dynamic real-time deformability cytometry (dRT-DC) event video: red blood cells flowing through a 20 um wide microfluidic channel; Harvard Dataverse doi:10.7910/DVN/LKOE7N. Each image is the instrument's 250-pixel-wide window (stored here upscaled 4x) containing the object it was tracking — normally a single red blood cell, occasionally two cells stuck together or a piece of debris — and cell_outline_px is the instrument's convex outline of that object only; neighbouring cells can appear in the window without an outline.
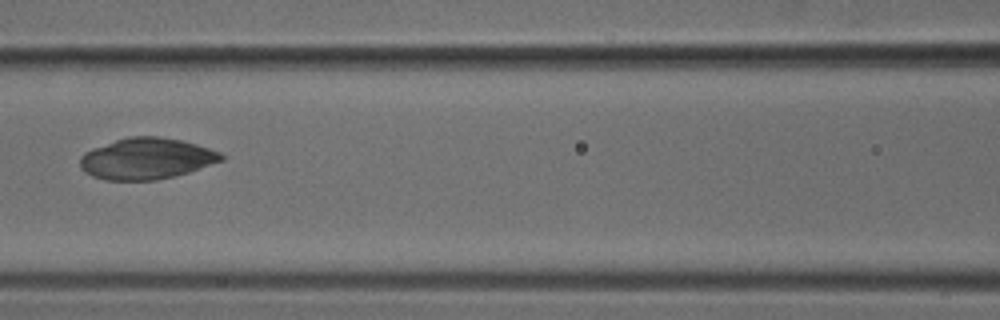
{"species": "common noctule bat (a hibernating species)", "species_latin": "Nyctalus noctula", "temperature_condition": "cold", "stored_images_in_passage": 7, "camera_frame_rate_fps": 3000, "um_per_image_px": 0.085, "animal": {"sex": "male", "body_mass_g": 18.8}, "frame": {"image": 1, "passage_image": 7, "time_ms": 2.0, "image_size_px": [1000, 320], "cell_outline_px": [[224, 160], [176, 176], [156, 180], [108, 180], [92, 176], [84, 172], [80, 168], [80, 156], [84, 152], [116, 140], [128, 136], [160, 136], [180, 140], [196, 144], [220, 152], [224, 156]], "centroid_in_image_um": [12.44, 13.48], "position_along_channel_um": 154.2, "area_um2": 33.87}}